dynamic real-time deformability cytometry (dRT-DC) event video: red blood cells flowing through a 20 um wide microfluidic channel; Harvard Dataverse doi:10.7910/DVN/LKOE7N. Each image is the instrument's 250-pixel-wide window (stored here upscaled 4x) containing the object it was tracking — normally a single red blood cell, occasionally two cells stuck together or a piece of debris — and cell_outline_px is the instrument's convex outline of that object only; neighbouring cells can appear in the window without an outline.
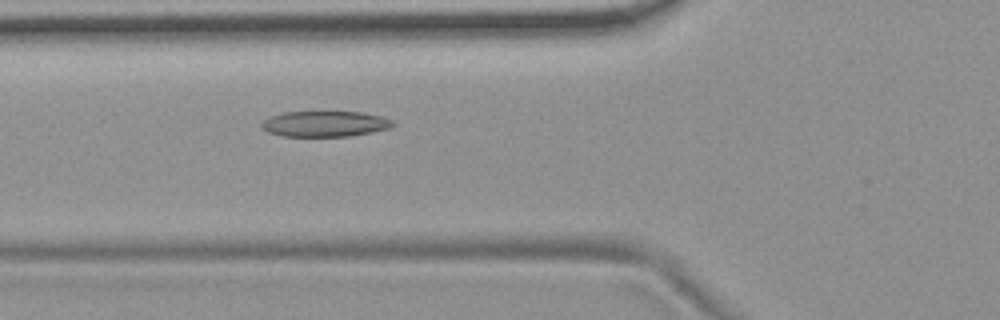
{"species": "common noctule bat (a hibernating species)", "species_latin": "Nyctalus noctula", "temperature_condition": "room temperature", "stored_images_in_passage": 6, "camera_frame_rate_fps": 3000, "um_per_image_px": 0.085, "animal": {"sex": "female", "body_mass_g": 19.9}, "frame": {"image": 1, "passage_image": 6, "time_ms": 6.333, "image_size_px": [1000, 320], "cell_outline_px": [[396, 124], [392, 128], [372, 132], [348, 136], [284, 136], [268, 132], [260, 128], [260, 124], [268, 116], [284, 112], [324, 108], [328, 108], [364, 112], [380, 116], [392, 120]], "centroid_in_image_um": [27.61, 10.46], "position_along_channel_um": 98.2, "area_um2": 20.98}}